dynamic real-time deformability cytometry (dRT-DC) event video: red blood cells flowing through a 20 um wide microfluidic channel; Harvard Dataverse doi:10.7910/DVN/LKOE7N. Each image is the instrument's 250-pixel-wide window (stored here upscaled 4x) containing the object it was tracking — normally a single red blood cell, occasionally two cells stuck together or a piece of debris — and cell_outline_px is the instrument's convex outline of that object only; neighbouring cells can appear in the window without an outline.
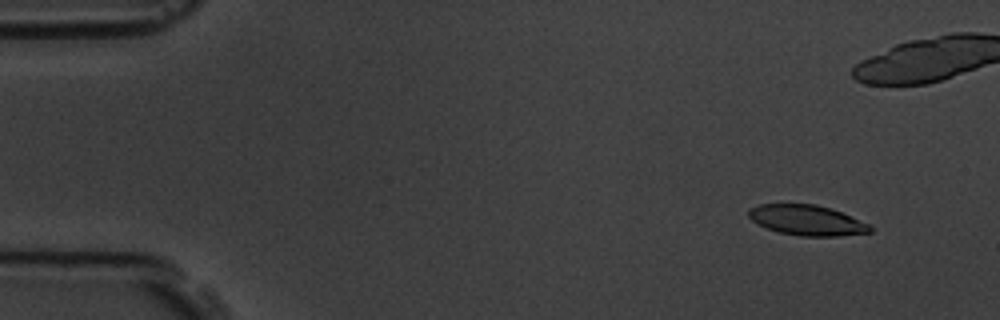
{"species": "common noctule bat (a hibernating species)", "species_latin": "Nyctalus noctula", "temperature_condition": "room temperature", "stored_images_in_passage": 7, "camera_frame_rate_fps": 3000, "um_per_image_px": 0.085, "animal": {"sex": "male", "body_mass_g": 19.5, "forearm_length_mm": 54.6}, "frame": {"image": 1, "passage_image": 2, "time_ms": 1.333, "image_size_px": [1000, 320], "cell_outline_px": [[872, 232], [840, 236], [800, 236], [780, 232], [768, 228], [752, 220], [748, 216], [748, 208], [760, 204], [816, 204], [840, 212], [872, 224]], "centroid_in_image_um": [68.62, 18.72], "position_along_channel_um": 16.4, "area_um2": 21.39}}